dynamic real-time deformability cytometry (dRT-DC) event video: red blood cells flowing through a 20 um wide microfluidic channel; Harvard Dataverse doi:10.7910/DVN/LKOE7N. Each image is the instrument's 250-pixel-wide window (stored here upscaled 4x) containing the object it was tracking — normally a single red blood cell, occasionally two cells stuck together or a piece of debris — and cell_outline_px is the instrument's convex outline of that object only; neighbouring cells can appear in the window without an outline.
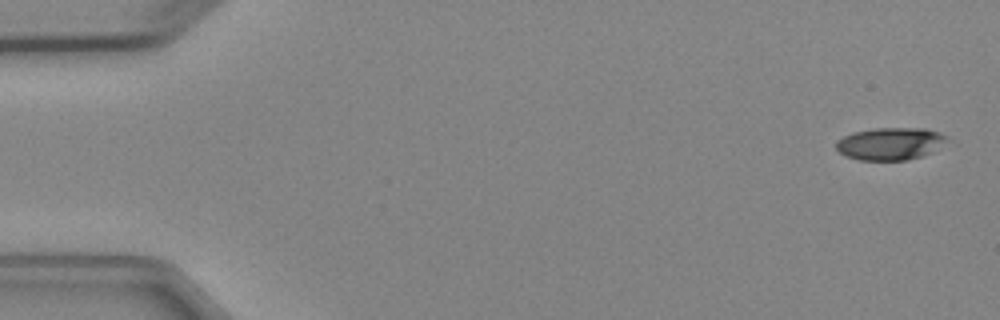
{"species": "Egyptian fruit bat (a non-hibernating species)", "species_latin": "Rousettus aegyptiacus", "temperature_condition": "cold", "stored_images_in_passage": 6, "camera_frame_rate_fps": 3000, "um_per_image_px": 0.085, "animal": {"sex": "female"}, "frame": {"image": 1, "passage_image": 1, "time_ms": 0.0, "image_size_px": [1000, 320], "cell_outline_px": [[948, 136], [928, 152], [920, 156], [908, 160], [860, 160], [848, 156], [840, 152], [836, 148], [836, 140], [852, 132], [872, 128], [924, 128], [940, 132]], "centroid_in_image_um": [75.57, 12.19], "position_along_channel_um": 9.4, "area_um2": 20.46}}
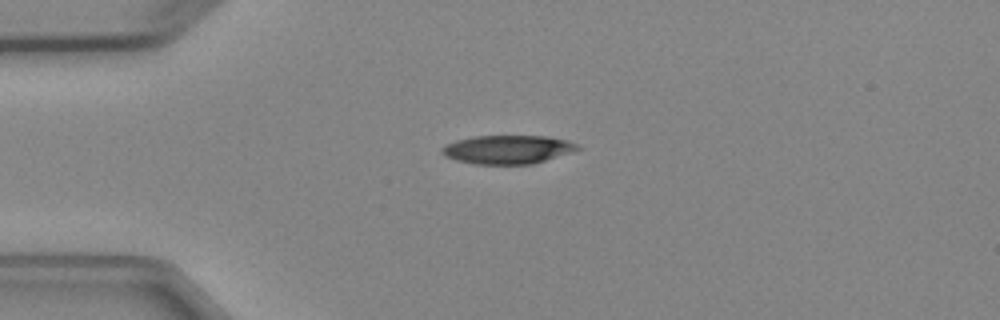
{"frame": {"image": 2, "passage_image": 4, "time_ms": 3.667, "image_size_px": [1000, 320], "cell_outline_px": [[580, 148], [532, 164], [476, 164], [456, 160], [440, 152], [440, 148], [456, 140], [472, 136], [548, 136], [568, 140], [576, 144]], "centroid_in_image_um": [43.11, 12.69], "position_along_channel_um": 41.9, "area_um2": 22.25}}